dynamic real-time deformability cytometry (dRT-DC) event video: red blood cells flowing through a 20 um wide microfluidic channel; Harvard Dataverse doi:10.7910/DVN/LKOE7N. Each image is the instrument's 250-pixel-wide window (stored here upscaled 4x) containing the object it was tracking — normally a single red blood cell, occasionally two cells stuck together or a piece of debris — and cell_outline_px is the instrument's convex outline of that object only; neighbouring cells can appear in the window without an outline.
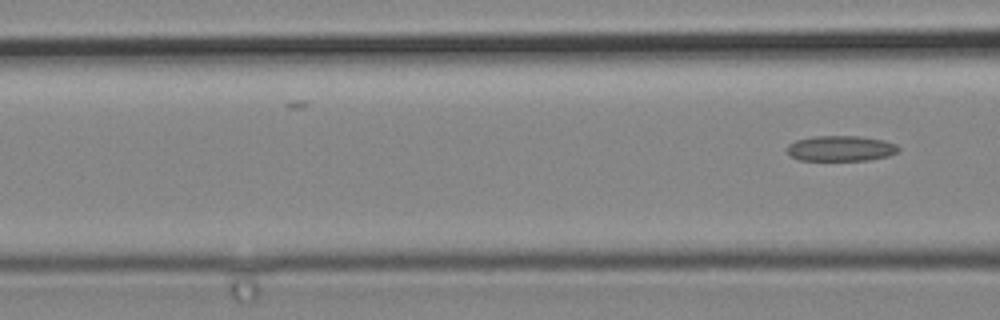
{"species": "common noctule bat (a hibernating species)", "species_latin": "Nyctalus noctula", "temperature_condition": "cold", "stored_images_in_passage": 8, "segment_of_instrument_passage": [2, 2], "camera_frame_rate_fps": 3000, "um_per_image_px": 0.085, "animal": {"sex": "male", "body_mass_g": 19.2, "forearm_length_mm": 51.8}, "frame": {"image": 1, "passage_image": 8, "time_ms": 2.333, "image_size_px": [1000, 320], "cell_outline_px": [[900, 148], [896, 152], [888, 156], [868, 160], [800, 160], [788, 156], [788, 144], [796, 140], [812, 136], [860, 136], [884, 140], [896, 144]], "centroid_in_image_um": [71.45, 12.61], "position_along_channel_um": 95.2, "area_um2": 16.59}}